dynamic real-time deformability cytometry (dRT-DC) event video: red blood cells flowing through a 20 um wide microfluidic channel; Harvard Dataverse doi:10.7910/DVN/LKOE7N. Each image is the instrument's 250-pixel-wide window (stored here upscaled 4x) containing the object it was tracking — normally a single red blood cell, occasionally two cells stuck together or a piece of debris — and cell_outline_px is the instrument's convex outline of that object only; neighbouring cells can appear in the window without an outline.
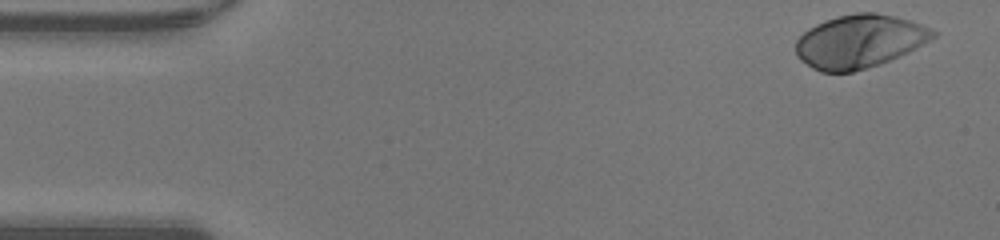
{"species": "human", "species_latin": "Homo sapiens", "temperature_condition": "warm", "stored_images_in_passage": 10, "camera_frame_rate_fps": 3000, "um_per_image_px": 0.085, "donor": {"sex": "male"}, "frame": {"image": 1, "passage_image": 1, "time_ms": 0.0, "image_size_px": [1000, 240], "cell_outline_px": [[936, 36], [916, 48], [908, 52], [880, 64], [852, 72], [820, 72], [812, 68], [800, 60], [796, 56], [796, 40], [808, 28], [824, 20], [836, 16], [856, 12], [876, 12], [896, 16], [920, 24], [936, 32]], "centroid_in_image_um": [73.01, 3.51], "position_along_channel_um": 12.0, "area_um2": 42.6}}